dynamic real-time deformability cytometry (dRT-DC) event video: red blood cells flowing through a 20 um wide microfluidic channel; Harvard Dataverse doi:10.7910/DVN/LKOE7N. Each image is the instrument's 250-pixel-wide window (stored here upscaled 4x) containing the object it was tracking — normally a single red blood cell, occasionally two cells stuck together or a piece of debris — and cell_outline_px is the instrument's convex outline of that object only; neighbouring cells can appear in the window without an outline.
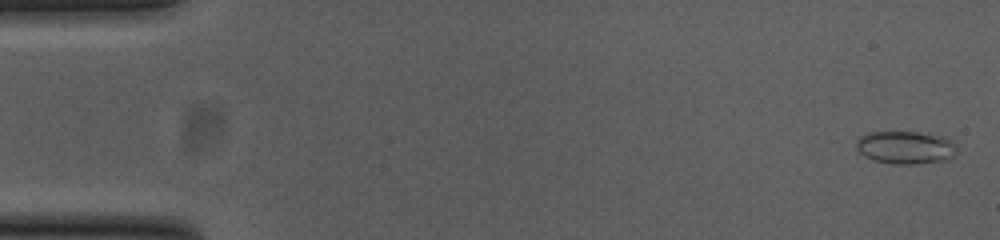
{"species": "common noctule bat (a hibernating species)", "species_latin": "Nyctalus noctula", "temperature_condition": "cold", "stored_images_in_passage": 8, "camera_frame_rate_fps": 3000, "um_per_image_px": 0.085, "animal": {"sex": "female", "body_mass_g": 23.0, "forearm_length_mm": 53.4}, "frame": {"image": 1, "passage_image": 2, "time_ms": 0.333, "image_size_px": [1000, 240], "cell_outline_px": [[956, 152], [948, 160], [916, 164], [892, 164], [876, 160], [864, 156], [856, 148], [856, 140], [860, 136], [868, 132], [916, 132], [944, 136], [952, 140], [956, 144]], "centroid_in_image_um": [76.98, 12.53], "position_along_channel_um": 8.0, "area_um2": 19.42}}